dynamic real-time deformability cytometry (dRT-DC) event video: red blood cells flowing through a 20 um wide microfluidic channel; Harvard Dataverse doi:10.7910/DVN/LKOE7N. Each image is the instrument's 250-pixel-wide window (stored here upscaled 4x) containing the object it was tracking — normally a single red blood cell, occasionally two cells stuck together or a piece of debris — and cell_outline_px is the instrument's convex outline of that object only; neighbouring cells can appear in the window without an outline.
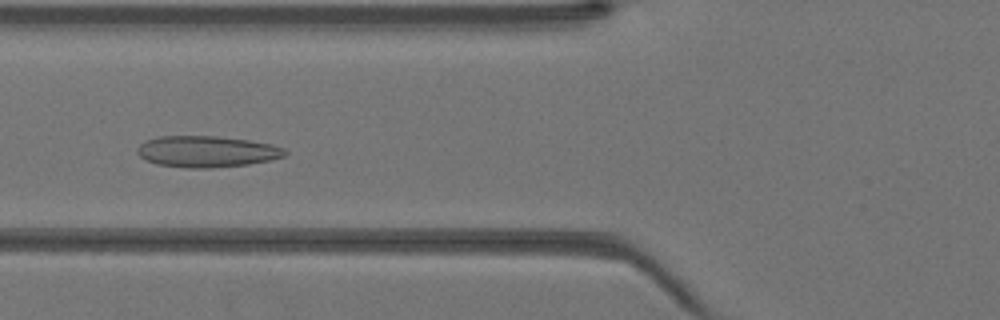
{"species": "Egyptian fruit bat (a non-hibernating species)", "species_latin": "Rousettus aegyptiacus", "temperature_condition": "warm", "stored_images_in_passage": 43, "camera_frame_rate_fps": 3000, "um_per_image_px": 0.085, "animal": {"sex": "female"}, "frame": {"image": 1, "passage_image": 17, "time_ms": 5.333, "image_size_px": [1000, 320], "cell_outline_px": [[288, 152], [284, 156], [272, 160], [248, 164], [212, 168], [188, 168], [156, 164], [144, 160], [136, 152], [136, 148], [144, 140], [160, 136], [216, 136], [248, 140], [272, 144], [284, 148]], "centroid_in_image_um": [17.55, 12.88], "position_along_channel_um": 108.2, "area_um2": 27.17}}
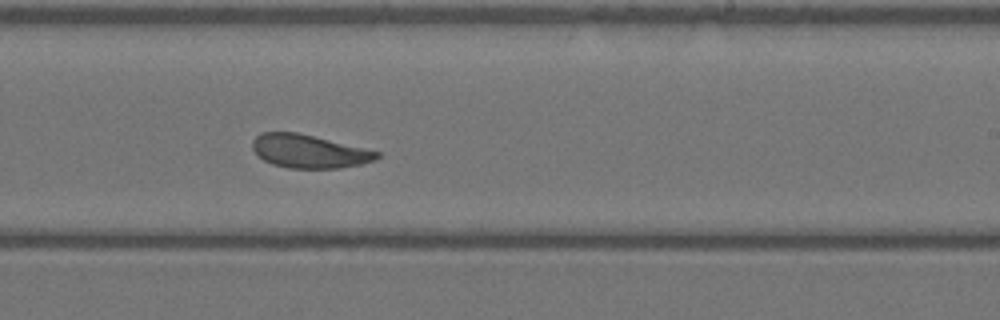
{"frame": {"image": 2, "passage_image": 27, "time_ms": 8.667, "image_size_px": [1000, 320], "cell_outline_px": [[380, 156], [376, 160], [360, 164], [340, 168], [288, 168], [272, 164], [256, 156], [252, 148], [252, 140], [260, 132], [296, 132], [380, 152]], "centroid_in_image_um": [26.22, 12.86], "position_along_channel_um": 262.8, "area_um2": 24.1}}
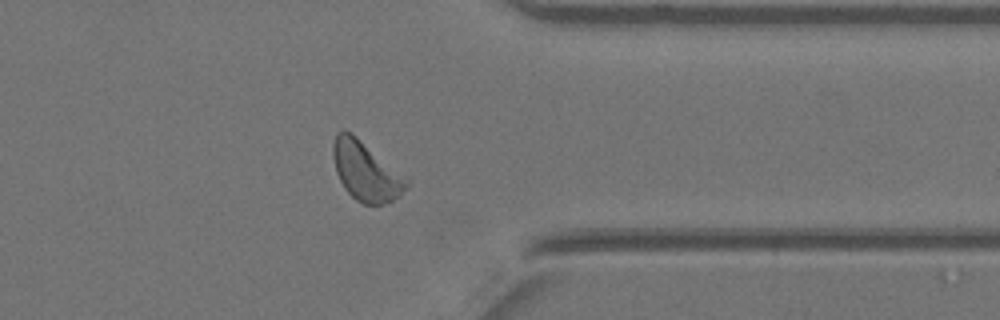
{"frame": {"image": 3, "passage_image": 35, "time_ms": 11.333, "image_size_px": [1000, 320], "cell_outline_px": [[408, 184], [400, 196], [384, 204], [364, 204], [356, 200], [344, 188], [336, 172], [332, 156], [332, 144], [336, 132], [344, 128], [352, 132], [408, 180]], "centroid_in_image_um": [31.03, 14.52], "position_along_channel_um": 380.4, "area_um2": 25.09}}